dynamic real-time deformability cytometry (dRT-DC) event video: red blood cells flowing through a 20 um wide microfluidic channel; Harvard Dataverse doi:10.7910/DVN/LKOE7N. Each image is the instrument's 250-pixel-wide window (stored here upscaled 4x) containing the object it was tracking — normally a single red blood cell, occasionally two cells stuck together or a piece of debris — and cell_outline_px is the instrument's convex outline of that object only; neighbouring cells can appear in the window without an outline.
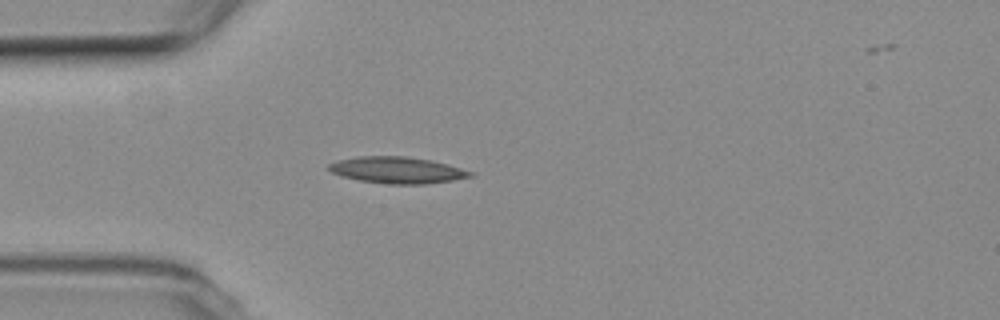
{"species": "common noctule bat (a hibernating species)", "species_latin": "Nyctalus noctula", "temperature_condition": "room temperature", "stored_images_in_passage": 28, "camera_frame_rate_fps": 3000, "um_per_image_px": 0.085, "animal": {"sex": "female", "body_mass_g": 19.3, "forearm_length_mm": 54.1}, "frame": {"image": 1, "passage_image": 1, "time_ms": 0.0, "image_size_px": [1000, 320], "cell_outline_px": [[476, 176], [452, 180], [424, 184], [388, 184], [360, 180], [344, 176], [332, 172], [328, 168], [328, 164], [336, 160], [356, 156], [408, 156], [432, 160], [476, 172]], "centroid_in_image_um": [33.81, 14.45], "position_along_channel_um": 51.2, "area_um2": 21.96}}
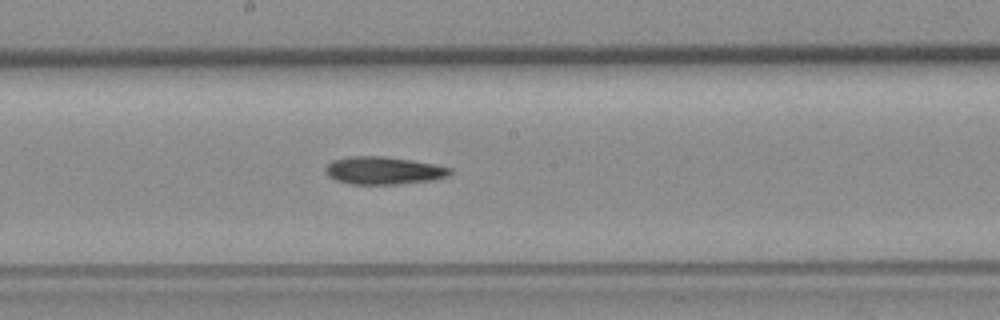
{"frame": {"image": 2, "passage_image": 15, "time_ms": 4.667, "image_size_px": [1000, 320], "cell_outline_px": [[452, 172], [448, 176], [432, 180], [396, 184], [352, 184], [336, 180], [328, 176], [324, 168], [332, 160], [352, 156], [384, 156], [436, 164], [452, 168]], "centroid_in_image_um": [32.61, 14.49], "position_along_channel_um": 215.6, "area_um2": 20.06}}
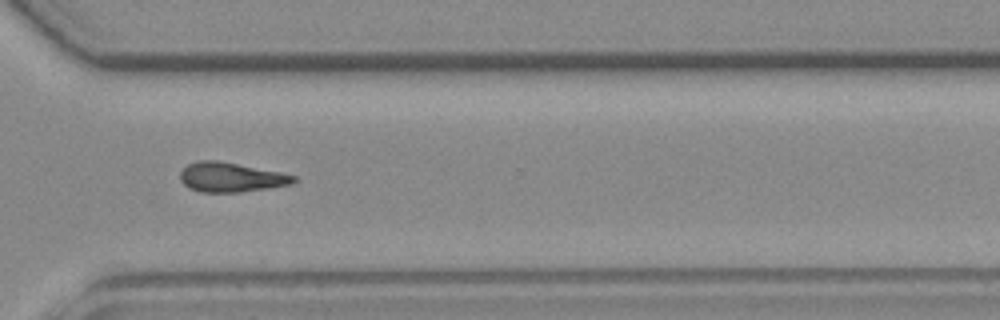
{"frame": {"image": 3, "passage_image": 26, "time_ms": 8.333, "image_size_px": [1000, 320], "cell_outline_px": [[300, 180], [292, 184], [268, 188], [240, 192], [200, 192], [188, 188], [180, 180], [180, 172], [188, 164], [200, 160], [216, 160], [280, 172], [296, 176]], "centroid_in_image_um": [19.64, 15.07], "position_along_channel_um": 351.0, "area_um2": 19.54}}